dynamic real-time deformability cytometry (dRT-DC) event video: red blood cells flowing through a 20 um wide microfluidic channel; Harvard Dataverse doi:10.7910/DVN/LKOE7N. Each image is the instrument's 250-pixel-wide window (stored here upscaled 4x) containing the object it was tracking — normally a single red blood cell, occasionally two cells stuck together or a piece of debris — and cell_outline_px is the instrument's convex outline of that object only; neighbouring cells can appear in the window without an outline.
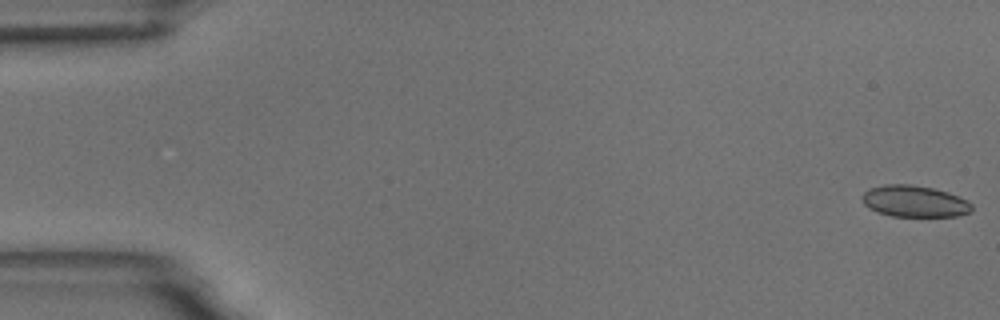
{"species": "common noctule bat (a hibernating species)", "species_latin": "Nyctalus noctula", "temperature_condition": "room temperature", "stored_images_in_passage": 55, "camera_frame_rate_fps": 3000, "um_per_image_px": 0.085, "animal": {"sex": "male", "body_mass_g": 18.8}, "frame": {"image": 1, "passage_image": 1, "time_ms": 0.0, "image_size_px": [1000, 320], "cell_outline_px": [[972, 208], [968, 212], [956, 216], [892, 216], [876, 212], [868, 208], [864, 204], [860, 196], [868, 188], [884, 184], [908, 184], [932, 188], [948, 192], [968, 200], [972, 204]], "centroid_in_image_um": [77.68, 17.1], "position_along_channel_um": 7.3, "area_um2": 20.23}}
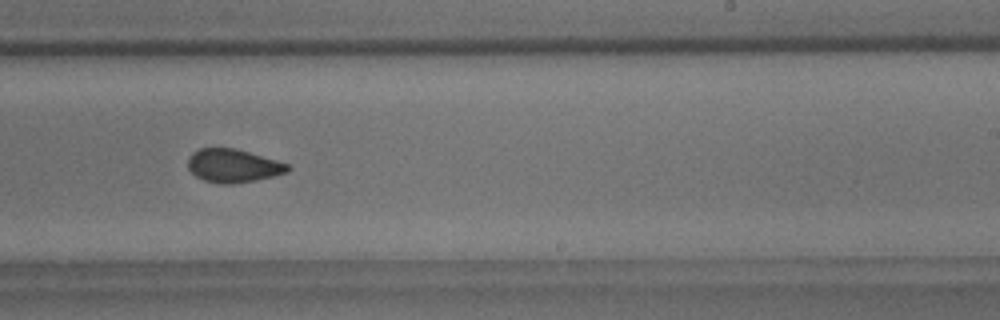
{"frame": {"image": 2, "passage_image": 34, "time_ms": 11.0, "image_size_px": [1000, 320], "cell_outline_px": [[292, 168], [288, 172], [256, 180], [232, 184], [220, 184], [204, 180], [196, 176], [188, 168], [188, 160], [192, 152], [200, 148], [232, 148], [248, 152], [276, 160], [288, 164]], "centroid_in_image_um": [19.81, 14.09], "position_along_channel_um": 269.2, "area_um2": 19.25}}
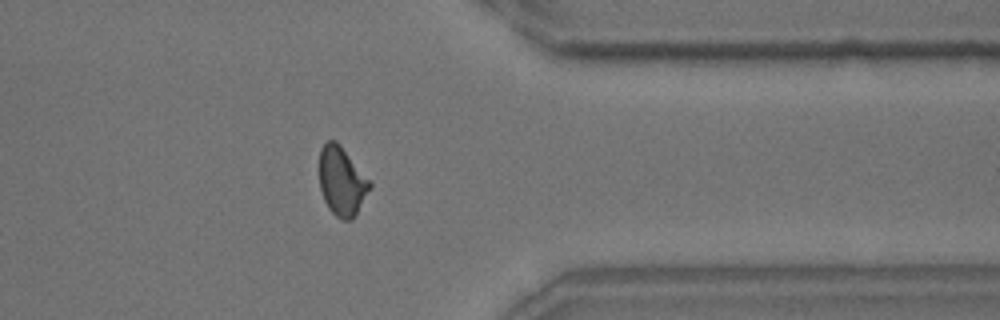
{"frame": {"image": 3, "passage_image": 44, "time_ms": 14.333, "image_size_px": [1000, 320], "cell_outline_px": [[372, 188], [352, 220], [344, 220], [336, 216], [328, 208], [324, 200], [320, 188], [320, 148], [328, 140], [336, 140], [340, 144], [372, 184]], "centroid_in_image_um": [29.06, 15.41], "position_along_channel_um": 382.3, "area_um2": 20.11}, "authors_computed_cell_mechanics": {"area_um2": 20.1722, "velocity_mm_per_s": 3.6995, "shape_relaxation_time_tau1_ms": null, "shape_relaxation_time_tau2_ms": 1.908, "deformation_change_tau1": null, "deformation_change_tau2": 0.0596}}